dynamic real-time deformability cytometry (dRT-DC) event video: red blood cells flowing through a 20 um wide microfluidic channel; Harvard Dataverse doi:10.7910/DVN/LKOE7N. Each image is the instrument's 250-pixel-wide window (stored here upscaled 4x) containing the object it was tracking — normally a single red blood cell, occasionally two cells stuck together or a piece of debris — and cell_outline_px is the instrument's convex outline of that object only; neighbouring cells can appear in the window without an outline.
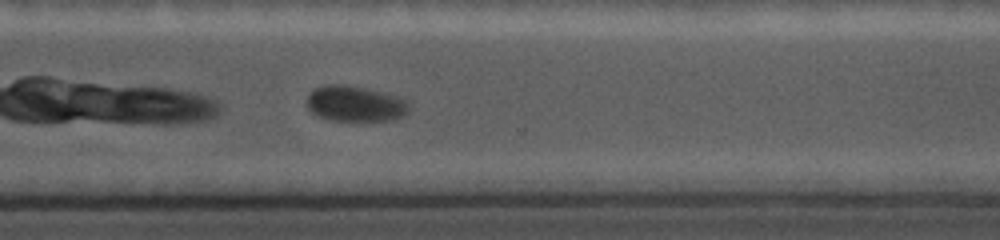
{"species": "common noctule bat (a hibernating species)", "species_latin": "Nyctalus noctula", "temperature_condition": "cold", "stored_images_in_passage": 48, "camera_frame_rate_fps": 5000, "um_per_image_px": 0.085, "animal": {"sex": "female", "body_mass_g": 19.0, "forearm_length_mm": 56.7}, "frame": {"image": 1, "passage_image": 42, "time_ms": 11.4, "image_size_px": [1000, 240], "cell_outline_px": [[412, 108], [408, 116], [396, 120], [372, 124], [356, 124], [328, 120], [316, 116], [308, 108], [308, 96], [316, 88], [352, 88], [400, 100], [408, 104]], "centroid_in_image_um": [30.24, 9.03], "position_along_channel_um": 340.4, "area_um2": 20.58}}